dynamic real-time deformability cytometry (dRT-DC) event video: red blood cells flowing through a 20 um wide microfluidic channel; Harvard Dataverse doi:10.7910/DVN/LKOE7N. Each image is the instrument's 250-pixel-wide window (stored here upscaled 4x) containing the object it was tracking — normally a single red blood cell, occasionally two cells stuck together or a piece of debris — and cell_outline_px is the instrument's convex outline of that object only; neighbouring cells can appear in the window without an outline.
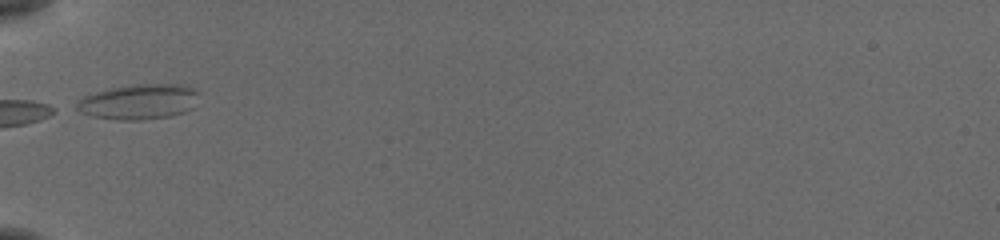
{"species": "common noctule bat (a hibernating species)", "species_latin": "Nyctalus noctula", "temperature_condition": "cold", "stored_images_in_passage": 4, "camera_frame_rate_fps": 3000, "um_per_image_px": 0.085, "animal": {"sex": "female", "body_mass_g": 19.5, "forearm_length_mm": 54.1}, "frame": {"image": 1, "passage_image": 1, "time_ms": 0.0, "image_size_px": [1000, 240], "cell_outline_px": [[196, 92], [192, 108], [184, 112], [168, 116], [140, 120], [116, 120], [92, 116], [80, 112], [72, 108], [84, 96], [96, 92], [112, 88], [136, 84], [180, 84], [192, 88]], "centroid_in_image_um": [11.73, 8.66], "position_along_channel_um": 73.3, "area_um2": 24.74}}